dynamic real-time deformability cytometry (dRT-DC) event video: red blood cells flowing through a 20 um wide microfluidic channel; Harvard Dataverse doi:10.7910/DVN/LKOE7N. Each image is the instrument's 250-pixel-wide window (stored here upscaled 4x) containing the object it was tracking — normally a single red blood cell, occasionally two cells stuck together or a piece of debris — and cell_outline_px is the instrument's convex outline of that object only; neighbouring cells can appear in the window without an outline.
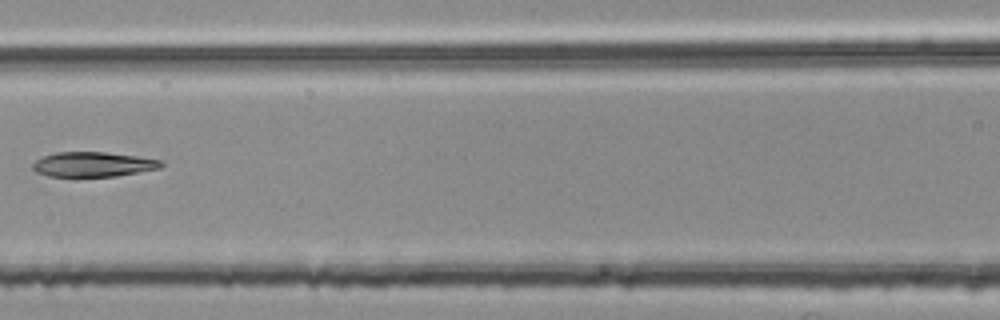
{"species": "common noctule bat (a hibernating species)", "species_latin": "Nyctalus noctula", "temperature_condition": "room temperature", "stored_images_in_passage": 3, "camera_frame_rate_fps": 3000, "um_per_image_px": 0.085, "animal": {"sex": "female", "body_mass_g": 25.1}, "frame": {"image": 1, "passage_image": 3, "time_ms": 0.667, "image_size_px": [1000, 320], "cell_outline_px": [[164, 164], [160, 168], [116, 176], [48, 176], [36, 172], [32, 168], [32, 164], [36, 160], [44, 156], [56, 152], [104, 152], [136, 156], [164, 160]], "centroid_in_image_um": [7.93, 13.96], "position_along_channel_um": 158.7, "area_um2": 18.5}}